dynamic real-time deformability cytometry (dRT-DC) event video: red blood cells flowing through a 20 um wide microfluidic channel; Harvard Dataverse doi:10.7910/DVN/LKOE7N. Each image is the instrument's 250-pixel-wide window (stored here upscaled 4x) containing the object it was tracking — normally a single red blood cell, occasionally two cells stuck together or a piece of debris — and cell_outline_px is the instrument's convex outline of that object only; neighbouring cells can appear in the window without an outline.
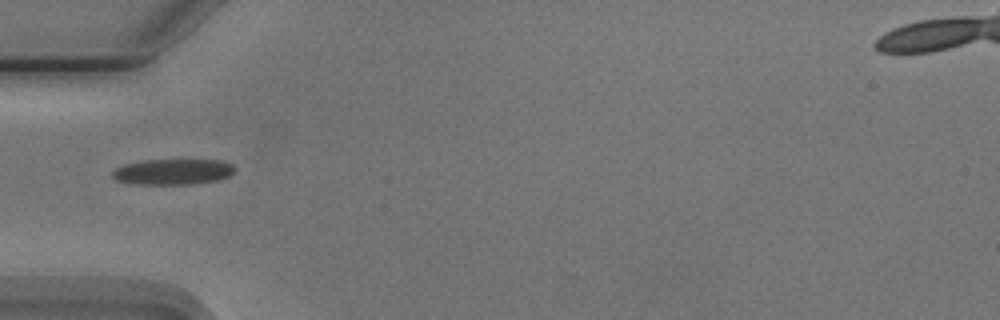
{"species": "Egyptian fruit bat (a non-hibernating species)", "species_latin": "Rousettus aegyptiacus", "temperature_condition": "cold", "stored_images_in_passage": 1, "camera_frame_rate_fps": 3000, "um_per_image_px": 0.085, "animal": {"sex": "male"}, "frame": {"image": 1, "passage_image": 1, "time_ms": 0.0, "image_size_px": [1000, 320], "cell_outline_px": [[236, 168], [228, 176], [216, 180], [192, 184], [132, 184], [116, 180], [112, 176], [112, 172], [116, 168], [124, 164], [140, 160], [220, 160], [232, 164]], "centroid_in_image_um": [14.66, 14.59], "position_along_channel_um": 70.3, "area_um2": 18.32}}